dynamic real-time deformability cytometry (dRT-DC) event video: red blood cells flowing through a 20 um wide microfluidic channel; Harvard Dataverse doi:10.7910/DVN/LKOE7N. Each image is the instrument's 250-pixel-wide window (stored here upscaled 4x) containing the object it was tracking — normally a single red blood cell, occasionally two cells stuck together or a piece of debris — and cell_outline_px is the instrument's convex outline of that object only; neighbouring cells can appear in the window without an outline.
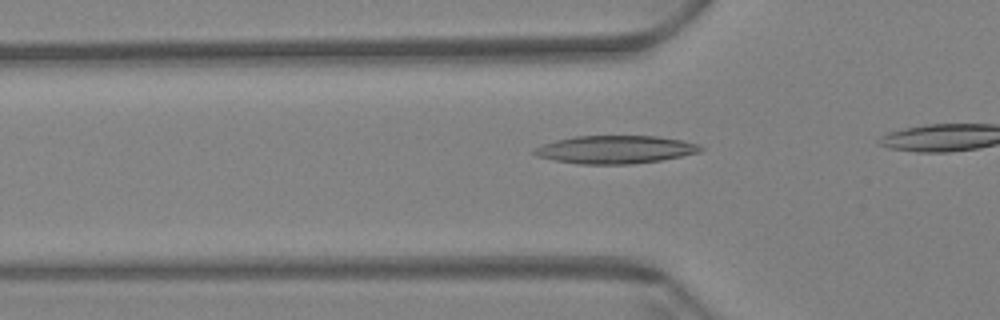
{"species": "Egyptian fruit bat (a non-hibernating species)", "species_latin": "Rousettus aegyptiacus", "temperature_condition": "warm", "stored_images_in_passage": 9, "camera_frame_rate_fps": 3000, "um_per_image_px": 0.085, "animal": {"sex": "female"}, "frame": {"image": 1, "passage_image": 3, "time_ms": 0.667, "image_size_px": [1000, 320], "cell_outline_px": [[704, 148], [700, 152], [660, 160], [632, 164], [580, 164], [556, 160], [536, 156], [532, 152], [536, 148], [544, 144], [556, 140], [576, 136], [656, 136], [680, 140], [700, 144]], "centroid_in_image_um": [52.32, 12.71], "position_along_channel_um": 73.5, "area_um2": 26.88}}
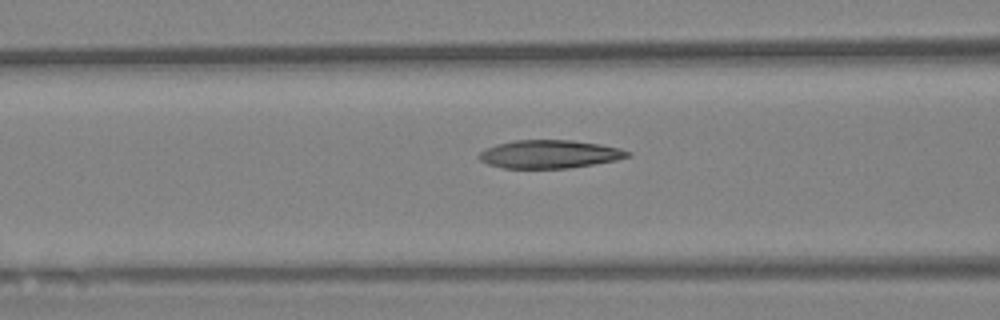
{"frame": {"image": 2, "passage_image": 7, "time_ms": 2.0, "image_size_px": [1000, 320], "cell_outline_px": [[632, 156], [616, 160], [568, 168], [504, 168], [488, 164], [480, 160], [476, 156], [480, 152], [496, 144], [512, 140], [572, 140], [600, 144], [620, 148], [632, 152]], "centroid_in_image_um": [46.72, 13.1], "position_along_channel_um": 119.9, "area_um2": 24.45}}